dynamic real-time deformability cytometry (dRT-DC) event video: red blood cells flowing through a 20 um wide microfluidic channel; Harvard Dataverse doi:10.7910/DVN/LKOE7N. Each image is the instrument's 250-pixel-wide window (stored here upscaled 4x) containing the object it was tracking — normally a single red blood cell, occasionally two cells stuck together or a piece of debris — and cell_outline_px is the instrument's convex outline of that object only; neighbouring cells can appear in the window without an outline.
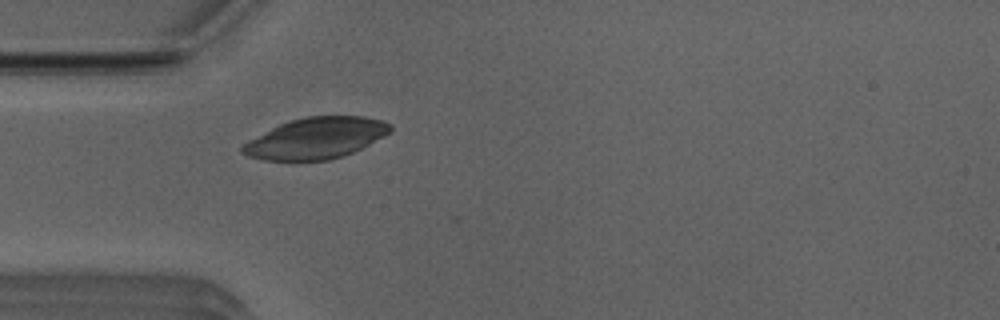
{"species": "Egyptian fruit bat (a non-hibernating species)", "species_latin": "Rousettus aegyptiacus", "temperature_condition": "room temperature", "stored_images_in_passage": 39, "camera_frame_rate_fps": 3000, "um_per_image_px": 0.085, "animal": {"sex": "male"}, "frame": {"image": 1, "passage_image": 2, "time_ms": 0.333, "image_size_px": [1000, 320], "cell_outline_px": [[392, 132], [344, 156], [328, 160], [264, 160], [248, 156], [240, 152], [240, 148], [248, 140], [280, 124], [292, 120], [308, 116], [364, 116], [380, 120], [392, 124]], "centroid_in_image_um": [26.86, 11.74], "position_along_channel_um": 58.1, "area_um2": 35.14}}
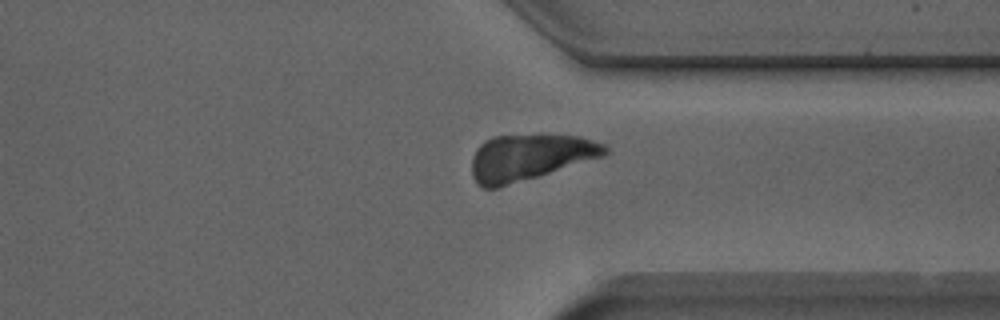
{"frame": {"image": 2, "passage_image": 26, "time_ms": 8.333, "image_size_px": [1000, 320], "cell_outline_px": [[608, 152], [604, 156], [496, 188], [484, 188], [472, 176], [472, 156], [476, 148], [484, 140], [492, 136], [580, 136], [604, 144], [608, 148]], "centroid_in_image_um": [44.99, 13.36], "position_along_channel_um": 366.4, "area_um2": 35.08}}
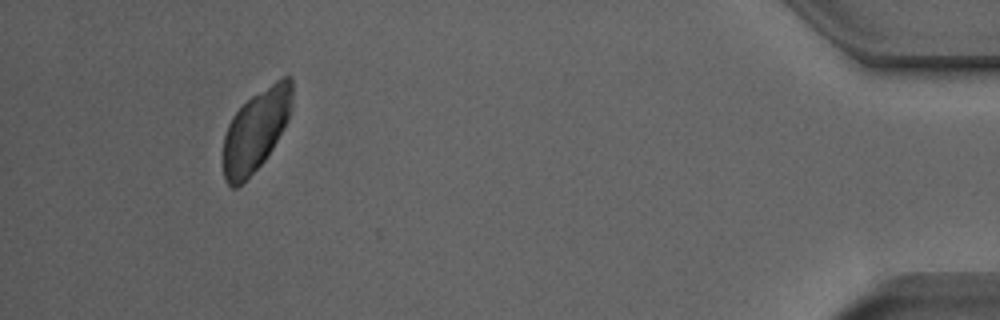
{"frame": {"image": 3, "passage_image": 35, "time_ms": 11.333, "image_size_px": [1000, 320], "cell_outline_px": [[292, 104], [288, 120], [284, 128], [272, 148], [264, 160], [236, 188], [232, 188], [224, 180], [224, 136], [228, 124], [232, 116], [252, 96], [276, 80], [284, 76], [292, 76]], "centroid_in_image_um": [21.76, 11.05], "position_along_channel_um": 413.4, "area_um2": 32.25}}